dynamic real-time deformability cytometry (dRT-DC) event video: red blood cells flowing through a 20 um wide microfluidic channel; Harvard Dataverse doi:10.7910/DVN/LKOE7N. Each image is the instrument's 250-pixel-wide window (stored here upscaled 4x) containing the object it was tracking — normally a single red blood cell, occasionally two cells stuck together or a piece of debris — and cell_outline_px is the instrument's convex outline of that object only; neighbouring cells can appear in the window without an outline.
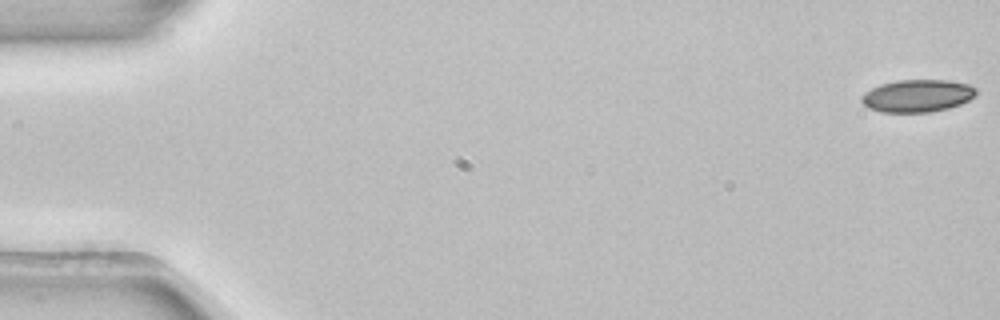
{"species": "common noctule bat (a hibernating species)", "species_latin": "Nyctalus noctula", "temperature_condition": "room temperature", "stored_images_in_passage": 4, "camera_frame_rate_fps": 3000, "um_per_image_px": 0.085, "animal": {"sex": "female", "body_mass_g": 22.7, "forearm_length_mm": 54.2}, "frame": {"image": 1, "passage_image": 1, "time_ms": 0.0, "image_size_px": [1000, 320], "cell_outline_px": [[976, 96], [960, 104], [948, 108], [928, 112], [880, 112], [868, 108], [860, 100], [860, 96], [864, 92], [880, 84], [896, 80], [948, 80], [968, 84], [976, 88]], "centroid_in_image_um": [77.95, 8.14], "position_along_channel_um": 7.1, "area_um2": 21.79}}
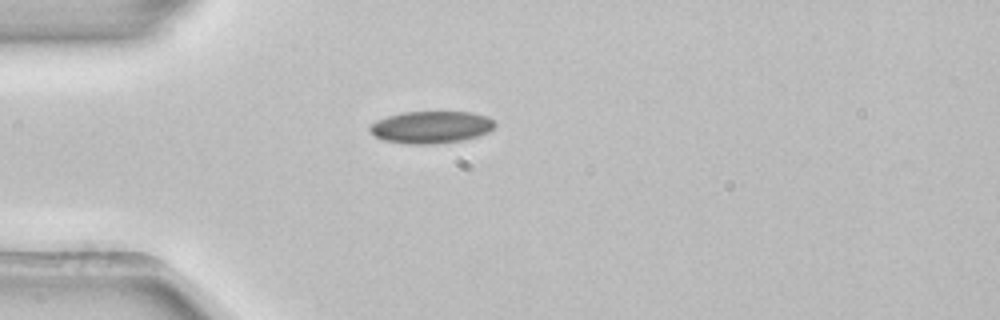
{"frame": {"image": 2, "passage_image": 4, "time_ms": 1.0, "image_size_px": [1000, 320], "cell_outline_px": [[496, 124], [488, 132], [476, 136], [460, 140], [432, 144], [408, 144], [384, 140], [376, 136], [368, 128], [376, 120], [400, 112], [472, 112], [488, 116]], "centroid_in_image_um": [36.64, 10.8], "position_along_channel_um": 48.4, "area_um2": 23.24}}